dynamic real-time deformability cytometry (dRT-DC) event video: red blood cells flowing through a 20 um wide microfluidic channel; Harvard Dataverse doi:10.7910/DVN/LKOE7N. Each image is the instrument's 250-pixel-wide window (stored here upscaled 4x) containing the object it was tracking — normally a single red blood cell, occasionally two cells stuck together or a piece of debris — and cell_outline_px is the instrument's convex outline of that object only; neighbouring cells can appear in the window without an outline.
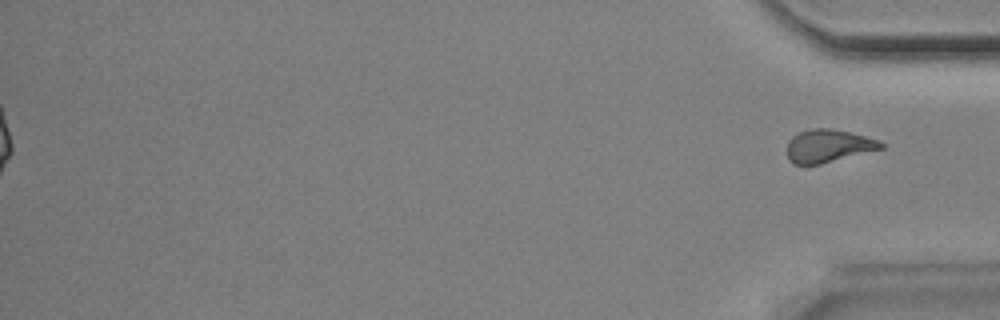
{"species": "Egyptian fruit bat (a non-hibernating species)", "species_latin": "Rousettus aegyptiacus", "temperature_condition": "room temperature", "stored_images_in_passage": 53, "segment_of_instrument_passage": [2, 2], "camera_frame_rate_fps": 3000, "um_per_image_px": 0.085, "animal": {"sex": "male"}, "frame": {"image": 1, "passage_image": 53, "time_ms": 17.333, "image_size_px": [1000, 320], "cell_outline_px": [[884, 148], [820, 164], [796, 164], [788, 160], [788, 140], [792, 136], [800, 132], [812, 128], [828, 128], [848, 132], [880, 140], [884, 144]], "centroid_in_image_um": [70.4, 12.4], "position_along_channel_um": 364.8, "area_um2": 17.8}}